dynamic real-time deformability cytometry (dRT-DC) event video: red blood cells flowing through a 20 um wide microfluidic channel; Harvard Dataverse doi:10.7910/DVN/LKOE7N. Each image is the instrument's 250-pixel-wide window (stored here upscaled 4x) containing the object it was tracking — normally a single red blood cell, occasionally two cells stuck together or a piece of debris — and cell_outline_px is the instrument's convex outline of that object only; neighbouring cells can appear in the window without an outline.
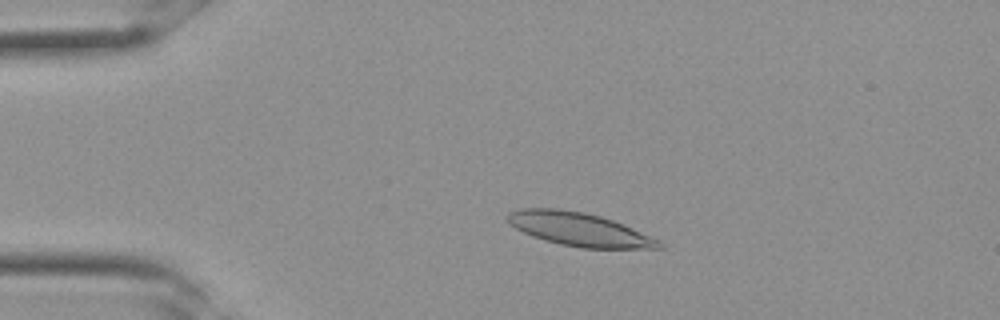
{"species": "Egyptian fruit bat (a non-hibernating species)", "species_latin": "Rousettus aegyptiacus", "temperature_condition": "room temperature", "stored_images_in_passage": 7, "camera_frame_rate_fps": 3000, "um_per_image_px": 0.085, "frame": {"image": 1, "passage_image": 2, "time_ms": 0.333, "image_size_px": [1000, 320], "cell_outline_px": [[664, 248], [580, 248], [560, 244], [544, 240], [532, 236], [508, 224], [504, 216], [508, 212], [520, 208], [556, 208], [584, 212], [600, 216], [612, 220], [632, 228], [660, 240], [664, 244]], "centroid_in_image_um": [49.18, 19.48], "position_along_channel_um": 35.8, "area_um2": 29.59}}
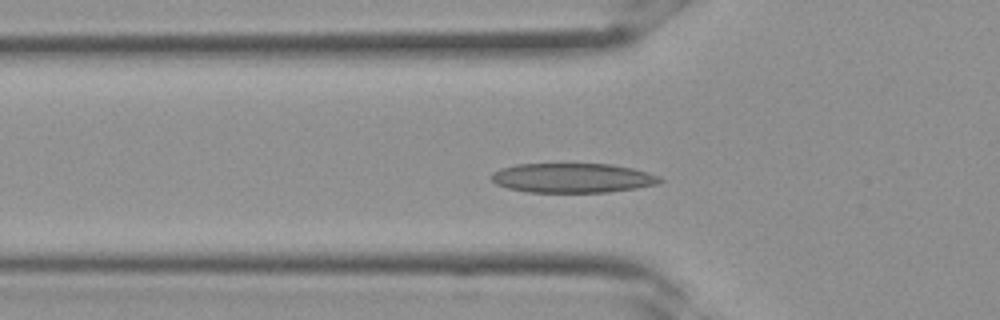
{"frame": {"image": 2, "passage_image": 6, "time_ms": 1.667, "image_size_px": [1000, 320], "cell_outline_px": [[664, 180], [660, 184], [636, 188], [608, 192], [528, 192], [508, 188], [496, 184], [488, 176], [492, 172], [500, 168], [516, 164], [612, 164], [632, 168], [648, 172], [660, 176]], "centroid_in_image_um": [48.67, 15.12], "position_along_channel_um": 77.1, "area_um2": 29.25}}